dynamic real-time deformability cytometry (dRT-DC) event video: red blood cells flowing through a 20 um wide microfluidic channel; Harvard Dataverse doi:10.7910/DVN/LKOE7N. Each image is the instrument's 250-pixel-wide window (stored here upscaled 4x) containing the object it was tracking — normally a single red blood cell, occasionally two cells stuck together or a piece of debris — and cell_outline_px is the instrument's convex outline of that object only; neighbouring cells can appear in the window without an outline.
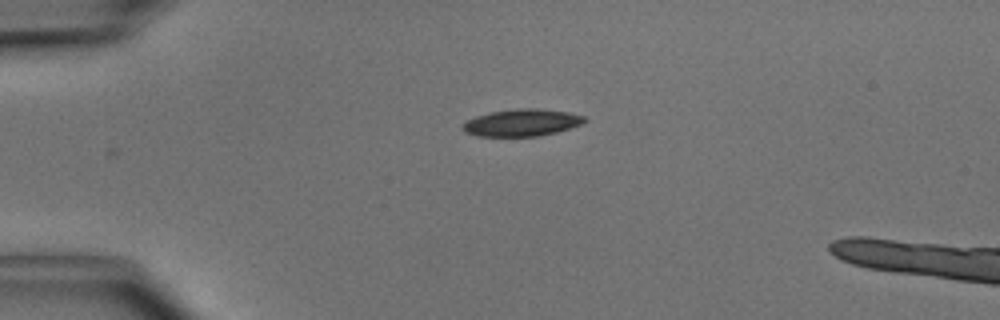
{"species": "common noctule bat (a hibernating species)", "species_latin": "Nyctalus noctula", "temperature_condition": "cold", "stored_images_in_passage": 5, "camera_frame_rate_fps": 3000, "um_per_image_px": 0.085, "animal": {"sex": "male", "body_mass_g": 15.6}, "frame": {"image": 1, "passage_image": 1, "time_ms": 0.0, "image_size_px": [1000, 320], "cell_outline_px": [[588, 120], [580, 124], [556, 132], [540, 136], [476, 136], [464, 132], [460, 128], [460, 124], [476, 116], [492, 112], [516, 108], [536, 108], [568, 112], [584, 116]], "centroid_in_image_um": [44.31, 10.43], "position_along_channel_um": 40.7, "area_um2": 19.25}}